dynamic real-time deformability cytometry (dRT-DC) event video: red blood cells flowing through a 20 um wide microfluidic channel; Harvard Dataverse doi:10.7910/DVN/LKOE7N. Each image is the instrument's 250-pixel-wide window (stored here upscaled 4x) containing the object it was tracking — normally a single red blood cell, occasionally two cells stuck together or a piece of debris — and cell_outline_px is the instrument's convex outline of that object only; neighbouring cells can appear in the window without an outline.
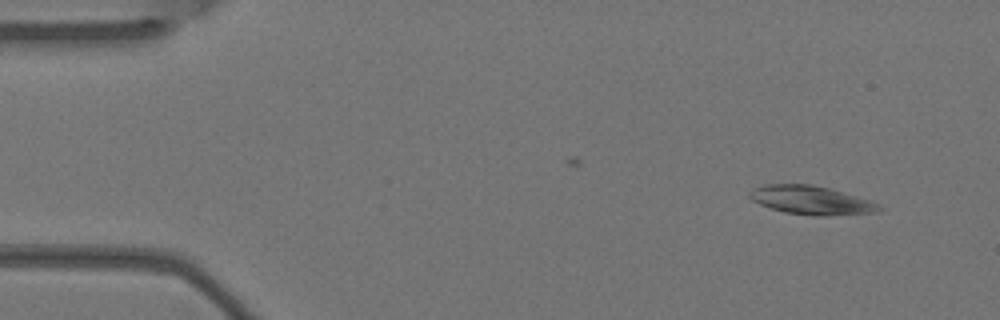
{"species": "Egyptian fruit bat (a non-hibernating species)", "species_latin": "Rousettus aegyptiacus", "temperature_condition": "warm", "stored_images_in_passage": 3, "camera_frame_rate_fps": 3000, "um_per_image_px": 0.085, "animal": {"sex": "female"}, "frame": {"image": 1, "passage_image": 3, "time_ms": 0.667, "image_size_px": [1000, 320], "cell_outline_px": [[884, 208], [880, 212], [816, 216], [812, 216], [784, 212], [760, 204], [752, 200], [748, 196], [748, 192], [752, 188], [764, 184], [812, 184], [832, 188], [880, 204]], "centroid_in_image_um": [68.95, 17.01], "position_along_channel_um": 16.1, "area_um2": 21.79}}